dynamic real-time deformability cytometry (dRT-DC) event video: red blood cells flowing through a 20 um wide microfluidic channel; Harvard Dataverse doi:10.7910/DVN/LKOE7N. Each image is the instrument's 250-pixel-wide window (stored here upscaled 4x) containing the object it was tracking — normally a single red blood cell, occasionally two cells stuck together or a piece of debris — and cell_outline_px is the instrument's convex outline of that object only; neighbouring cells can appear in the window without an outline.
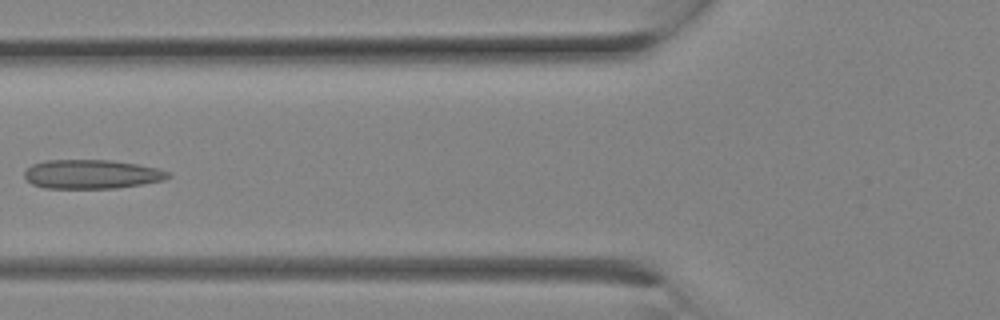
{"species": "Egyptian fruit bat (a non-hibernating species)", "species_latin": "Rousettus aegyptiacus", "temperature_condition": "room temperature", "stored_images_in_passage": 14, "camera_frame_rate_fps": 3000, "um_per_image_px": 0.085, "animal": {"sex": "female"}, "frame": {"image": 1, "passage_image": 10, "time_ms": 3.0, "image_size_px": [1000, 320], "cell_outline_px": [[172, 176], [164, 180], [116, 188], [44, 188], [32, 184], [24, 176], [24, 172], [32, 164], [44, 160], [112, 160], [136, 164], [156, 168], [168, 172]], "centroid_in_image_um": [7.76, 14.8], "position_along_channel_um": 118.0, "area_um2": 24.22}}
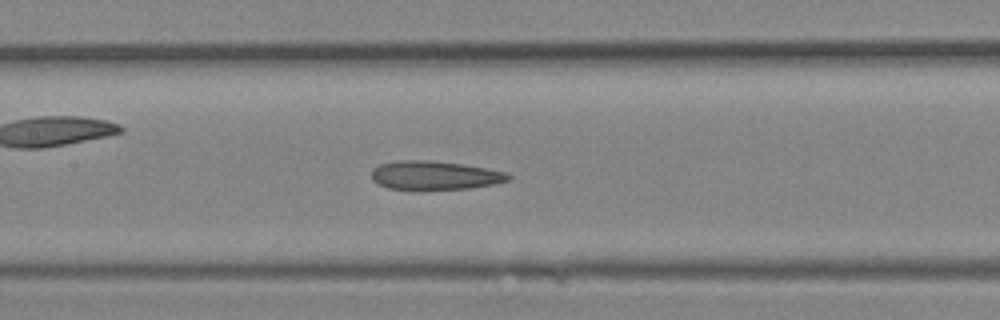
{"frame": {"image": 2, "passage_image": 12, "time_ms": 3.667, "image_size_px": [1000, 320], "cell_outline_px": [[512, 176], [508, 180], [496, 184], [468, 188], [388, 188], [372, 180], [372, 168], [380, 164], [396, 160], [428, 160], [464, 164], [508, 172]], "centroid_in_image_um": [36.98, 14.87], "position_along_channel_um": 170.4, "area_um2": 22.6}}
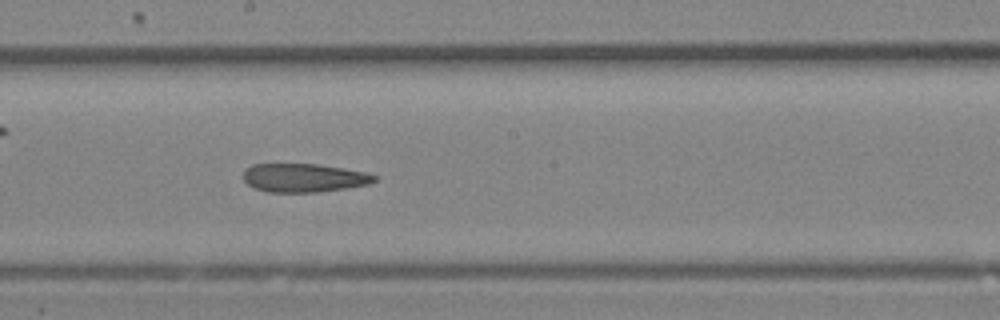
{"frame": {"image": 3, "passage_image": 14, "time_ms": 4.333, "image_size_px": [1000, 320], "cell_outline_px": [[380, 176], [376, 180], [368, 184], [344, 188], [316, 192], [268, 192], [256, 188], [248, 184], [244, 180], [244, 168], [252, 164], [316, 164], [368, 172]], "centroid_in_image_um": [25.84, 15.1], "position_along_channel_um": 222.4, "area_um2": 21.79}}